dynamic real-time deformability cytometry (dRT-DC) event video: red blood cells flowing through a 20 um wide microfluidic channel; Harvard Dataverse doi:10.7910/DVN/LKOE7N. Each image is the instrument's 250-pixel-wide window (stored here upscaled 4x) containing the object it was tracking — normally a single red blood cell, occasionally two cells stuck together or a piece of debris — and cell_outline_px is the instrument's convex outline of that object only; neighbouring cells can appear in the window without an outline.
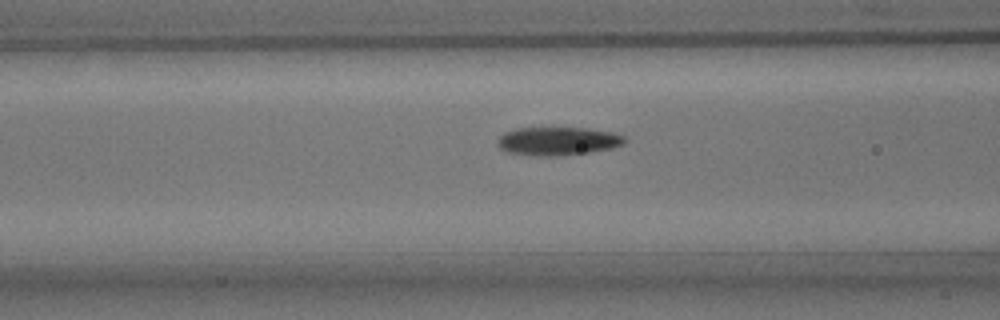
{"species": "common noctule bat (a hibernating species)", "species_latin": "Nyctalus noctula", "temperature_condition": "room temperature", "stored_images_in_passage": 31, "camera_frame_rate_fps": 3000, "um_per_image_px": 0.085, "animal": {"sex": "male", "body_mass_g": 15.6}, "frame": {"image": 1, "passage_image": 16, "time_ms": 5.0, "image_size_px": [1000, 320], "cell_outline_px": [[628, 140], [624, 144], [612, 148], [588, 152], [556, 156], [536, 156], [508, 152], [500, 148], [496, 144], [496, 140], [504, 132], [512, 128], [588, 128], [612, 132], [624, 136]], "centroid_in_image_um": [47.4, 11.99], "position_along_channel_um": 119.2, "area_um2": 21.15}}
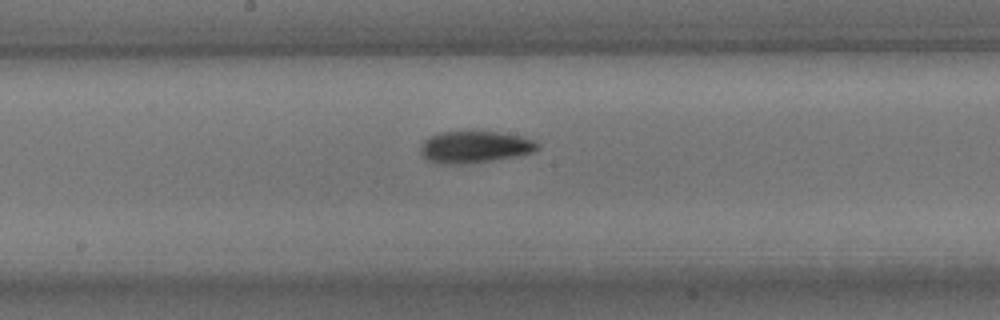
{"frame": {"image": 2, "passage_image": 23, "time_ms": 7.333, "image_size_px": [1000, 320], "cell_outline_px": [[540, 148], [532, 152], [516, 156], [492, 160], [460, 164], [448, 164], [428, 160], [420, 152], [420, 144], [428, 136], [440, 132], [472, 128], [524, 136], [536, 140], [540, 144]], "centroid_in_image_um": [40.37, 12.43], "position_along_channel_um": 207.8, "area_um2": 22.54}}
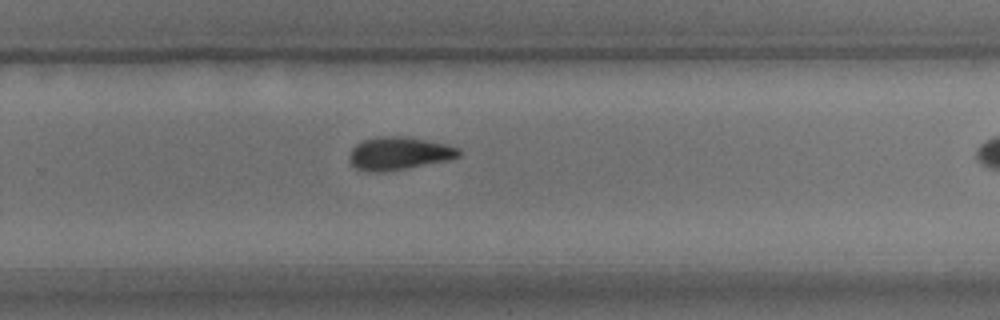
{"frame": {"image": 3, "passage_image": 30, "time_ms": 9.667, "image_size_px": [1000, 320], "cell_outline_px": [[460, 156], [448, 160], [408, 168], [384, 172], [364, 172], [356, 168], [352, 164], [348, 156], [352, 148], [360, 140], [376, 136], [404, 136], [444, 144], [460, 148]], "centroid_in_image_um": [33.86, 13.04], "position_along_channel_um": 295.9, "area_um2": 21.15}}